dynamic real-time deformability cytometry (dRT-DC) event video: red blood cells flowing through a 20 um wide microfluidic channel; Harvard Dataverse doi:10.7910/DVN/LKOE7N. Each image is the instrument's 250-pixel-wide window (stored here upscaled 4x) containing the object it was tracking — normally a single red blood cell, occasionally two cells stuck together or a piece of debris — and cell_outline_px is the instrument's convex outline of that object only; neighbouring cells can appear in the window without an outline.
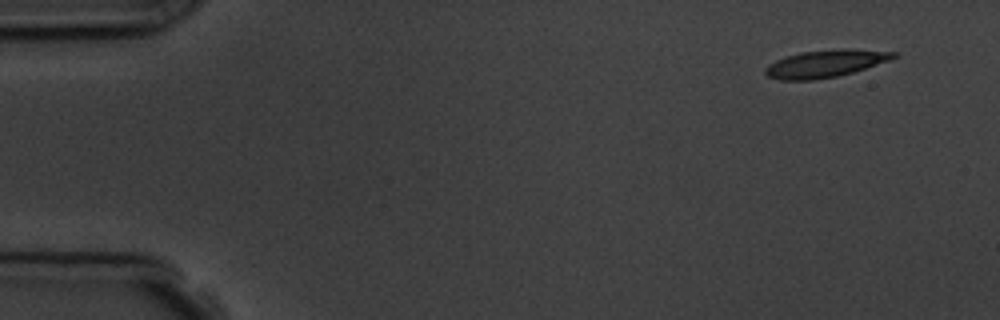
{"species": "common noctule bat (a hibernating species)", "species_latin": "Nyctalus noctula", "temperature_condition": "room temperature", "stored_images_in_passage": 6, "camera_frame_rate_fps": 3000, "um_per_image_px": 0.085, "animal": {"sex": "male", "body_mass_g": 19.5, "forearm_length_mm": 54.6}, "frame": {"image": 1, "passage_image": 1, "time_ms": 0.0, "image_size_px": [1000, 320], "cell_outline_px": [[896, 56], [888, 60], [852, 72], [836, 76], [812, 80], [780, 80], [768, 76], [764, 72], [764, 68], [768, 64], [776, 60], [800, 52], [896, 52]], "centroid_in_image_um": [69.96, 5.48], "position_along_channel_um": 15.0, "area_um2": 18.73}}